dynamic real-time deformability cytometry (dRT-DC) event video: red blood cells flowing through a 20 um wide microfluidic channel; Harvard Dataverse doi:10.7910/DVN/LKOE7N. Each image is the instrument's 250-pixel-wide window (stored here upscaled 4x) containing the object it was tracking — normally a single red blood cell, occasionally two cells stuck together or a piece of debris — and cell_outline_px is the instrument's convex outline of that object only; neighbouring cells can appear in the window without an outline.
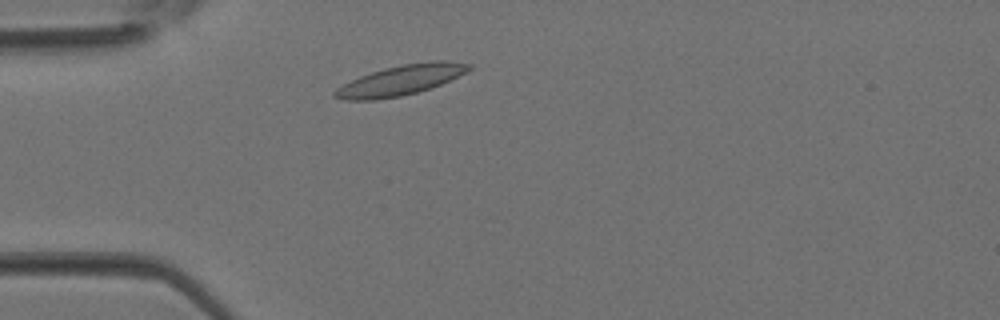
{"species": "Egyptian fruit bat (a non-hibernating species)", "species_latin": "Rousettus aegyptiacus", "temperature_condition": "room temperature", "stored_images_in_passage": 2, "camera_frame_rate_fps": 3000, "um_per_image_px": 0.085, "animal": {"sex": "female"}, "frame": {"image": 1, "passage_image": 2, "time_ms": 0.333, "image_size_px": [1000, 320], "cell_outline_px": [[472, 68], [468, 72], [432, 88], [400, 96], [376, 100], [344, 100], [332, 96], [332, 92], [336, 88], [360, 76], [384, 68], [400, 64], [428, 60], [448, 60], [472, 64]], "centroid_in_image_um": [34.1, 6.8], "position_along_channel_um": 50.9, "area_um2": 23.81}}